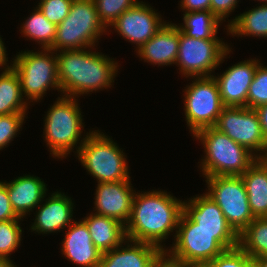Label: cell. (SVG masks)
Returning a JSON list of instances; mask_svg holds the SVG:
<instances>
[{"label":"cell","instance_id":"obj_16","mask_svg":"<svg viewBox=\"0 0 267 267\" xmlns=\"http://www.w3.org/2000/svg\"><path fill=\"white\" fill-rule=\"evenodd\" d=\"M71 197L62 192H54L37 206L34 222L31 224V231L38 234L57 233L68 227L74 219V203ZM43 203V204H42Z\"/></svg>","mask_w":267,"mask_h":267},{"label":"cell","instance_id":"obj_3","mask_svg":"<svg viewBox=\"0 0 267 267\" xmlns=\"http://www.w3.org/2000/svg\"><path fill=\"white\" fill-rule=\"evenodd\" d=\"M171 248L173 256L203 267L225 250L238 247L236 232H207L182 212Z\"/></svg>","mask_w":267,"mask_h":267},{"label":"cell","instance_id":"obj_12","mask_svg":"<svg viewBox=\"0 0 267 267\" xmlns=\"http://www.w3.org/2000/svg\"><path fill=\"white\" fill-rule=\"evenodd\" d=\"M257 158H267V142L255 109L225 107L214 126Z\"/></svg>","mask_w":267,"mask_h":267},{"label":"cell","instance_id":"obj_6","mask_svg":"<svg viewBox=\"0 0 267 267\" xmlns=\"http://www.w3.org/2000/svg\"><path fill=\"white\" fill-rule=\"evenodd\" d=\"M86 134L76 156L97 183L131 180L124 150L99 130H90Z\"/></svg>","mask_w":267,"mask_h":267},{"label":"cell","instance_id":"obj_24","mask_svg":"<svg viewBox=\"0 0 267 267\" xmlns=\"http://www.w3.org/2000/svg\"><path fill=\"white\" fill-rule=\"evenodd\" d=\"M226 27L228 35L267 38V4L256 6L228 20Z\"/></svg>","mask_w":267,"mask_h":267},{"label":"cell","instance_id":"obj_15","mask_svg":"<svg viewBox=\"0 0 267 267\" xmlns=\"http://www.w3.org/2000/svg\"><path fill=\"white\" fill-rule=\"evenodd\" d=\"M260 59H247L228 67L221 75H212L225 107H247V95Z\"/></svg>","mask_w":267,"mask_h":267},{"label":"cell","instance_id":"obj_33","mask_svg":"<svg viewBox=\"0 0 267 267\" xmlns=\"http://www.w3.org/2000/svg\"><path fill=\"white\" fill-rule=\"evenodd\" d=\"M203 267H252V258L238 246L225 250Z\"/></svg>","mask_w":267,"mask_h":267},{"label":"cell","instance_id":"obj_41","mask_svg":"<svg viewBox=\"0 0 267 267\" xmlns=\"http://www.w3.org/2000/svg\"><path fill=\"white\" fill-rule=\"evenodd\" d=\"M252 267H267V257L252 258Z\"/></svg>","mask_w":267,"mask_h":267},{"label":"cell","instance_id":"obj_43","mask_svg":"<svg viewBox=\"0 0 267 267\" xmlns=\"http://www.w3.org/2000/svg\"><path fill=\"white\" fill-rule=\"evenodd\" d=\"M256 1V0H255ZM257 1H261L262 4H267V0H257Z\"/></svg>","mask_w":267,"mask_h":267},{"label":"cell","instance_id":"obj_38","mask_svg":"<svg viewBox=\"0 0 267 267\" xmlns=\"http://www.w3.org/2000/svg\"><path fill=\"white\" fill-rule=\"evenodd\" d=\"M180 7L182 12H198L210 10L211 0H181Z\"/></svg>","mask_w":267,"mask_h":267},{"label":"cell","instance_id":"obj_2","mask_svg":"<svg viewBox=\"0 0 267 267\" xmlns=\"http://www.w3.org/2000/svg\"><path fill=\"white\" fill-rule=\"evenodd\" d=\"M92 49L95 47L56 52L58 81L63 96L79 98V95L96 93L113 85L118 63Z\"/></svg>","mask_w":267,"mask_h":267},{"label":"cell","instance_id":"obj_37","mask_svg":"<svg viewBox=\"0 0 267 267\" xmlns=\"http://www.w3.org/2000/svg\"><path fill=\"white\" fill-rule=\"evenodd\" d=\"M23 219L12 208L6 184L0 181V221Z\"/></svg>","mask_w":267,"mask_h":267},{"label":"cell","instance_id":"obj_27","mask_svg":"<svg viewBox=\"0 0 267 267\" xmlns=\"http://www.w3.org/2000/svg\"><path fill=\"white\" fill-rule=\"evenodd\" d=\"M56 27L36 6L30 17H27L20 26V33L23 37L36 41L40 45V49H49L55 40Z\"/></svg>","mask_w":267,"mask_h":267},{"label":"cell","instance_id":"obj_26","mask_svg":"<svg viewBox=\"0 0 267 267\" xmlns=\"http://www.w3.org/2000/svg\"><path fill=\"white\" fill-rule=\"evenodd\" d=\"M183 21V25L178 23L177 26L186 36L196 39H219L218 27L222 22L210 10L183 13Z\"/></svg>","mask_w":267,"mask_h":267},{"label":"cell","instance_id":"obj_29","mask_svg":"<svg viewBox=\"0 0 267 267\" xmlns=\"http://www.w3.org/2000/svg\"><path fill=\"white\" fill-rule=\"evenodd\" d=\"M21 220H7L0 221V257L5 258L13 265V261L10 258L11 253L17 251L22 241V228L20 226Z\"/></svg>","mask_w":267,"mask_h":267},{"label":"cell","instance_id":"obj_17","mask_svg":"<svg viewBox=\"0 0 267 267\" xmlns=\"http://www.w3.org/2000/svg\"><path fill=\"white\" fill-rule=\"evenodd\" d=\"M64 236L61 253L68 261L80 267H99L103 253L93 244L88 228L82 220L73 221Z\"/></svg>","mask_w":267,"mask_h":267},{"label":"cell","instance_id":"obj_10","mask_svg":"<svg viewBox=\"0 0 267 267\" xmlns=\"http://www.w3.org/2000/svg\"><path fill=\"white\" fill-rule=\"evenodd\" d=\"M192 83L184 89V115L189 131L214 127L218 116L225 108L219 88L213 76L192 77Z\"/></svg>","mask_w":267,"mask_h":267},{"label":"cell","instance_id":"obj_4","mask_svg":"<svg viewBox=\"0 0 267 267\" xmlns=\"http://www.w3.org/2000/svg\"><path fill=\"white\" fill-rule=\"evenodd\" d=\"M193 137L204 147L200 162L202 176H241L258 159L246 147L236 143L215 127L197 131Z\"/></svg>","mask_w":267,"mask_h":267},{"label":"cell","instance_id":"obj_20","mask_svg":"<svg viewBox=\"0 0 267 267\" xmlns=\"http://www.w3.org/2000/svg\"><path fill=\"white\" fill-rule=\"evenodd\" d=\"M159 251L155 245L127 239L117 248L103 253L99 267H152Z\"/></svg>","mask_w":267,"mask_h":267},{"label":"cell","instance_id":"obj_21","mask_svg":"<svg viewBox=\"0 0 267 267\" xmlns=\"http://www.w3.org/2000/svg\"><path fill=\"white\" fill-rule=\"evenodd\" d=\"M183 202V212L207 232H235L219 206L206 194L195 195Z\"/></svg>","mask_w":267,"mask_h":267},{"label":"cell","instance_id":"obj_14","mask_svg":"<svg viewBox=\"0 0 267 267\" xmlns=\"http://www.w3.org/2000/svg\"><path fill=\"white\" fill-rule=\"evenodd\" d=\"M131 180L97 183L93 212L126 225L129 221L136 189Z\"/></svg>","mask_w":267,"mask_h":267},{"label":"cell","instance_id":"obj_11","mask_svg":"<svg viewBox=\"0 0 267 267\" xmlns=\"http://www.w3.org/2000/svg\"><path fill=\"white\" fill-rule=\"evenodd\" d=\"M205 192L222 210L225 219L239 235L254 219L244 181L241 176L205 178Z\"/></svg>","mask_w":267,"mask_h":267},{"label":"cell","instance_id":"obj_36","mask_svg":"<svg viewBox=\"0 0 267 267\" xmlns=\"http://www.w3.org/2000/svg\"><path fill=\"white\" fill-rule=\"evenodd\" d=\"M238 2L240 0H211L210 11L223 23L238 6Z\"/></svg>","mask_w":267,"mask_h":267},{"label":"cell","instance_id":"obj_34","mask_svg":"<svg viewBox=\"0 0 267 267\" xmlns=\"http://www.w3.org/2000/svg\"><path fill=\"white\" fill-rule=\"evenodd\" d=\"M73 0H41L37 7L56 26L69 14Z\"/></svg>","mask_w":267,"mask_h":267},{"label":"cell","instance_id":"obj_40","mask_svg":"<svg viewBox=\"0 0 267 267\" xmlns=\"http://www.w3.org/2000/svg\"><path fill=\"white\" fill-rule=\"evenodd\" d=\"M1 36V35H0ZM3 39L0 37V67H3V70L10 69L12 67V63L10 62V66L7 65L8 63V57H7V51L6 47L4 46ZM5 66V67H4Z\"/></svg>","mask_w":267,"mask_h":267},{"label":"cell","instance_id":"obj_25","mask_svg":"<svg viewBox=\"0 0 267 267\" xmlns=\"http://www.w3.org/2000/svg\"><path fill=\"white\" fill-rule=\"evenodd\" d=\"M30 105L23 98L20 80L11 67L0 73V115L26 113Z\"/></svg>","mask_w":267,"mask_h":267},{"label":"cell","instance_id":"obj_19","mask_svg":"<svg viewBox=\"0 0 267 267\" xmlns=\"http://www.w3.org/2000/svg\"><path fill=\"white\" fill-rule=\"evenodd\" d=\"M4 183L7 187L12 208L21 218L30 215V211L33 212L34 208L36 209L47 196V184L38 176L25 174Z\"/></svg>","mask_w":267,"mask_h":267},{"label":"cell","instance_id":"obj_18","mask_svg":"<svg viewBox=\"0 0 267 267\" xmlns=\"http://www.w3.org/2000/svg\"><path fill=\"white\" fill-rule=\"evenodd\" d=\"M178 48L179 27L176 23L167 22L136 53L144 62L158 66H169L175 65Z\"/></svg>","mask_w":267,"mask_h":267},{"label":"cell","instance_id":"obj_32","mask_svg":"<svg viewBox=\"0 0 267 267\" xmlns=\"http://www.w3.org/2000/svg\"><path fill=\"white\" fill-rule=\"evenodd\" d=\"M27 113L0 115V150L9 146L16 135L22 130Z\"/></svg>","mask_w":267,"mask_h":267},{"label":"cell","instance_id":"obj_7","mask_svg":"<svg viewBox=\"0 0 267 267\" xmlns=\"http://www.w3.org/2000/svg\"><path fill=\"white\" fill-rule=\"evenodd\" d=\"M12 60V68L19 77L22 96L27 103L39 102L49 89L58 90L61 93L55 51L25 50L19 52Z\"/></svg>","mask_w":267,"mask_h":267},{"label":"cell","instance_id":"obj_42","mask_svg":"<svg viewBox=\"0 0 267 267\" xmlns=\"http://www.w3.org/2000/svg\"><path fill=\"white\" fill-rule=\"evenodd\" d=\"M0 267H17L3 257H0Z\"/></svg>","mask_w":267,"mask_h":267},{"label":"cell","instance_id":"obj_13","mask_svg":"<svg viewBox=\"0 0 267 267\" xmlns=\"http://www.w3.org/2000/svg\"><path fill=\"white\" fill-rule=\"evenodd\" d=\"M150 5L139 1L134 7L125 10L111 25L125 41L136 45L137 51L151 39L166 23L161 14Z\"/></svg>","mask_w":267,"mask_h":267},{"label":"cell","instance_id":"obj_30","mask_svg":"<svg viewBox=\"0 0 267 267\" xmlns=\"http://www.w3.org/2000/svg\"><path fill=\"white\" fill-rule=\"evenodd\" d=\"M139 0H94L98 17L106 29L125 11L134 7Z\"/></svg>","mask_w":267,"mask_h":267},{"label":"cell","instance_id":"obj_5","mask_svg":"<svg viewBox=\"0 0 267 267\" xmlns=\"http://www.w3.org/2000/svg\"><path fill=\"white\" fill-rule=\"evenodd\" d=\"M77 101L78 98L60 95L50 106L44 118L43 138L55 159L63 160L76 147V151L73 152L77 153L85 142L87 135L81 136L84 123L80 104Z\"/></svg>","mask_w":267,"mask_h":267},{"label":"cell","instance_id":"obj_9","mask_svg":"<svg viewBox=\"0 0 267 267\" xmlns=\"http://www.w3.org/2000/svg\"><path fill=\"white\" fill-rule=\"evenodd\" d=\"M231 49L221 39H196L186 36L179 29V48L175 64L185 78L210 77L231 53Z\"/></svg>","mask_w":267,"mask_h":267},{"label":"cell","instance_id":"obj_1","mask_svg":"<svg viewBox=\"0 0 267 267\" xmlns=\"http://www.w3.org/2000/svg\"><path fill=\"white\" fill-rule=\"evenodd\" d=\"M183 202L162 190L136 192L129 221L125 225L128 240L144 242L165 250L162 243L177 232ZM164 244V246L162 245Z\"/></svg>","mask_w":267,"mask_h":267},{"label":"cell","instance_id":"obj_8","mask_svg":"<svg viewBox=\"0 0 267 267\" xmlns=\"http://www.w3.org/2000/svg\"><path fill=\"white\" fill-rule=\"evenodd\" d=\"M108 30L101 23L94 0H73L68 16L56 27L55 52L95 47Z\"/></svg>","mask_w":267,"mask_h":267},{"label":"cell","instance_id":"obj_31","mask_svg":"<svg viewBox=\"0 0 267 267\" xmlns=\"http://www.w3.org/2000/svg\"><path fill=\"white\" fill-rule=\"evenodd\" d=\"M263 104H267V66L260 63L249 86L247 108L255 109Z\"/></svg>","mask_w":267,"mask_h":267},{"label":"cell","instance_id":"obj_22","mask_svg":"<svg viewBox=\"0 0 267 267\" xmlns=\"http://www.w3.org/2000/svg\"><path fill=\"white\" fill-rule=\"evenodd\" d=\"M80 220L86 224L93 244L102 253L117 248L127 240L125 225L116 219L92 212Z\"/></svg>","mask_w":267,"mask_h":267},{"label":"cell","instance_id":"obj_35","mask_svg":"<svg viewBox=\"0 0 267 267\" xmlns=\"http://www.w3.org/2000/svg\"><path fill=\"white\" fill-rule=\"evenodd\" d=\"M152 267H198L186 260L173 256L167 249L160 250L155 256Z\"/></svg>","mask_w":267,"mask_h":267},{"label":"cell","instance_id":"obj_28","mask_svg":"<svg viewBox=\"0 0 267 267\" xmlns=\"http://www.w3.org/2000/svg\"><path fill=\"white\" fill-rule=\"evenodd\" d=\"M238 246L251 258L267 257V217L255 218L239 234Z\"/></svg>","mask_w":267,"mask_h":267},{"label":"cell","instance_id":"obj_23","mask_svg":"<svg viewBox=\"0 0 267 267\" xmlns=\"http://www.w3.org/2000/svg\"><path fill=\"white\" fill-rule=\"evenodd\" d=\"M241 177L253 216L267 217V158H258Z\"/></svg>","mask_w":267,"mask_h":267},{"label":"cell","instance_id":"obj_39","mask_svg":"<svg viewBox=\"0 0 267 267\" xmlns=\"http://www.w3.org/2000/svg\"><path fill=\"white\" fill-rule=\"evenodd\" d=\"M255 111L258 114L261 129L267 142V104L258 106L257 108H255Z\"/></svg>","mask_w":267,"mask_h":267}]
</instances>
